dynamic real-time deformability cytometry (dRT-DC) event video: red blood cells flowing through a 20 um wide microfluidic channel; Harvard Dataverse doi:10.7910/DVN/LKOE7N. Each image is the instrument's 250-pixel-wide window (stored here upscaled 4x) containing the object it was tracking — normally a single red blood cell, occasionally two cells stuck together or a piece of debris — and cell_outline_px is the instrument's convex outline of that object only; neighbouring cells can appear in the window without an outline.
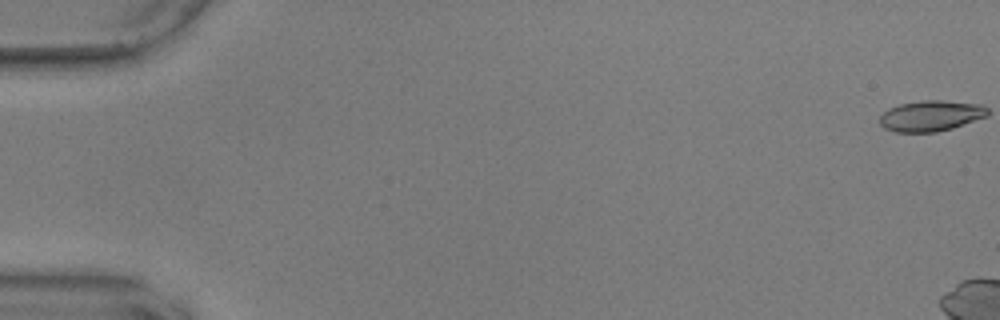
{"species": "common noctule bat (a hibernating species)", "species_latin": "Nyctalus noctula", "temperature_condition": "warm", "stored_images_in_passage": 8, "camera_frame_rate_fps": 3000, "um_per_image_px": 0.085, "animal": {"sex": "male", "body_mass_g": 17.9, "forearm_length_mm": 54.2}, "frame": {"image": 1, "passage_image": 1, "time_ms": 0.0, "image_size_px": [1000, 320], "cell_outline_px": [[976, 116], [948, 128], [924, 132], [912, 132], [896, 128], [908, 104], [960, 104], [972, 108]], "centroid_in_image_um": [79.36, 9.93], "position_along_channel_um": 5.6, "area_um2": 12.14}}